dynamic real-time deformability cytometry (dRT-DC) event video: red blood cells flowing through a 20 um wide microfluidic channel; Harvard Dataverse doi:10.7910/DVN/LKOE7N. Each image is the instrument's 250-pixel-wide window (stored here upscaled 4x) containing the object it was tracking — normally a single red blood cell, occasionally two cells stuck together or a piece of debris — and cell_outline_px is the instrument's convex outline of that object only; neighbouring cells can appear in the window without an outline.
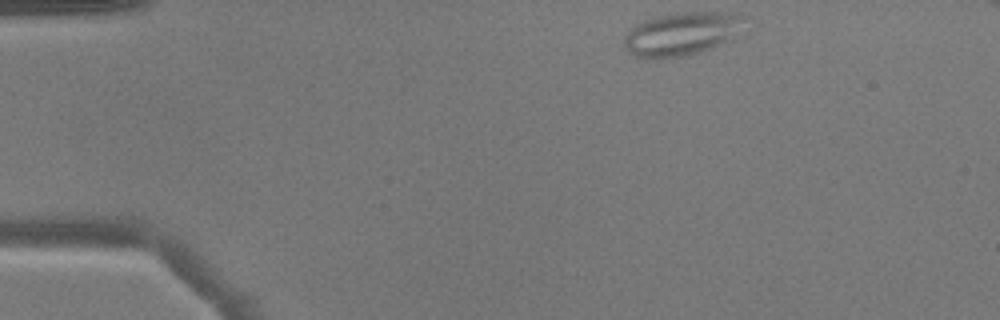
{"species": "common noctule bat (a hibernating species)", "species_latin": "Nyctalus noctula", "temperature_condition": "warm", "stored_images_in_passage": 43, "segment_of_instrument_passage": [1, 2], "camera_frame_rate_fps": 3000, "um_per_image_px": 0.085, "animal": {"sex": "male", "body_mass_g": 17.9}, "frame": {"image": 1, "passage_image": 1, "time_ms": 0.0, "image_size_px": [1000, 320], "cell_outline_px": [[748, 16], [732, 40], [712, 48], [700, 52], [684, 56], [660, 60], [644, 60], [628, 52], [624, 48], [624, 36], [636, 24], [644, 20], [656, 16], [676, 12], [740, 12]], "centroid_in_image_um": [57.95, 2.89], "position_along_channel_um": 27.0, "area_um2": 31.27}}